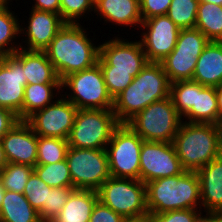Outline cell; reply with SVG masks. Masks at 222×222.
<instances>
[{
	"instance_id": "6da1fadb",
	"label": "cell",
	"mask_w": 222,
	"mask_h": 222,
	"mask_svg": "<svg viewBox=\"0 0 222 222\" xmlns=\"http://www.w3.org/2000/svg\"><path fill=\"white\" fill-rule=\"evenodd\" d=\"M87 35L80 23H65L44 50L60 80L97 63L99 45H94Z\"/></svg>"
},
{
	"instance_id": "7a4b0ae2",
	"label": "cell",
	"mask_w": 222,
	"mask_h": 222,
	"mask_svg": "<svg viewBox=\"0 0 222 222\" xmlns=\"http://www.w3.org/2000/svg\"><path fill=\"white\" fill-rule=\"evenodd\" d=\"M170 97V82L161 63L148 62L132 83L114 98L113 112L127 123L155 101Z\"/></svg>"
},
{
	"instance_id": "3957f363",
	"label": "cell",
	"mask_w": 222,
	"mask_h": 222,
	"mask_svg": "<svg viewBox=\"0 0 222 222\" xmlns=\"http://www.w3.org/2000/svg\"><path fill=\"white\" fill-rule=\"evenodd\" d=\"M147 210L160 214L172 210L202 209L197 172L159 178L146 183ZM199 206V207H198Z\"/></svg>"
},
{
	"instance_id": "277c9868",
	"label": "cell",
	"mask_w": 222,
	"mask_h": 222,
	"mask_svg": "<svg viewBox=\"0 0 222 222\" xmlns=\"http://www.w3.org/2000/svg\"><path fill=\"white\" fill-rule=\"evenodd\" d=\"M173 145L185 171L197 172L222 154L220 130L216 124L183 121Z\"/></svg>"
},
{
	"instance_id": "5b68a950",
	"label": "cell",
	"mask_w": 222,
	"mask_h": 222,
	"mask_svg": "<svg viewBox=\"0 0 222 222\" xmlns=\"http://www.w3.org/2000/svg\"><path fill=\"white\" fill-rule=\"evenodd\" d=\"M98 200L127 221H145L146 184L137 179L109 177L97 190Z\"/></svg>"
},
{
	"instance_id": "8992f818",
	"label": "cell",
	"mask_w": 222,
	"mask_h": 222,
	"mask_svg": "<svg viewBox=\"0 0 222 222\" xmlns=\"http://www.w3.org/2000/svg\"><path fill=\"white\" fill-rule=\"evenodd\" d=\"M182 120L171 97H167L138 112L127 124L144 141L173 142Z\"/></svg>"
},
{
	"instance_id": "52a82bcc",
	"label": "cell",
	"mask_w": 222,
	"mask_h": 222,
	"mask_svg": "<svg viewBox=\"0 0 222 222\" xmlns=\"http://www.w3.org/2000/svg\"><path fill=\"white\" fill-rule=\"evenodd\" d=\"M70 89L63 96L77 109H113L114 99L109 94L102 69L98 63L61 80V89ZM71 94V95H70ZM67 96V97H66Z\"/></svg>"
},
{
	"instance_id": "ba28073f",
	"label": "cell",
	"mask_w": 222,
	"mask_h": 222,
	"mask_svg": "<svg viewBox=\"0 0 222 222\" xmlns=\"http://www.w3.org/2000/svg\"><path fill=\"white\" fill-rule=\"evenodd\" d=\"M119 124L113 109H78L67 139L69 147L106 149Z\"/></svg>"
},
{
	"instance_id": "9c48e42d",
	"label": "cell",
	"mask_w": 222,
	"mask_h": 222,
	"mask_svg": "<svg viewBox=\"0 0 222 222\" xmlns=\"http://www.w3.org/2000/svg\"><path fill=\"white\" fill-rule=\"evenodd\" d=\"M143 141L127 123H120L114 129L106 146L111 177L139 180Z\"/></svg>"
},
{
	"instance_id": "30bf717a",
	"label": "cell",
	"mask_w": 222,
	"mask_h": 222,
	"mask_svg": "<svg viewBox=\"0 0 222 222\" xmlns=\"http://www.w3.org/2000/svg\"><path fill=\"white\" fill-rule=\"evenodd\" d=\"M66 161L74 189L97 191L110 177L106 149L69 147Z\"/></svg>"
},
{
	"instance_id": "8fae6325",
	"label": "cell",
	"mask_w": 222,
	"mask_h": 222,
	"mask_svg": "<svg viewBox=\"0 0 222 222\" xmlns=\"http://www.w3.org/2000/svg\"><path fill=\"white\" fill-rule=\"evenodd\" d=\"M209 43L197 28L181 29L173 51L160 63L170 83L192 80L198 57Z\"/></svg>"
},
{
	"instance_id": "7c38bea8",
	"label": "cell",
	"mask_w": 222,
	"mask_h": 222,
	"mask_svg": "<svg viewBox=\"0 0 222 222\" xmlns=\"http://www.w3.org/2000/svg\"><path fill=\"white\" fill-rule=\"evenodd\" d=\"M184 171L173 142L143 141L139 180L144 184L159 178L176 176Z\"/></svg>"
},
{
	"instance_id": "4fadbf2b",
	"label": "cell",
	"mask_w": 222,
	"mask_h": 222,
	"mask_svg": "<svg viewBox=\"0 0 222 222\" xmlns=\"http://www.w3.org/2000/svg\"><path fill=\"white\" fill-rule=\"evenodd\" d=\"M77 110L62 94L60 99L34 112L25 121L37 136L68 139Z\"/></svg>"
},
{
	"instance_id": "5bb4252c",
	"label": "cell",
	"mask_w": 222,
	"mask_h": 222,
	"mask_svg": "<svg viewBox=\"0 0 222 222\" xmlns=\"http://www.w3.org/2000/svg\"><path fill=\"white\" fill-rule=\"evenodd\" d=\"M139 40L149 62L160 63L175 48L181 28L167 15L155 16L142 21Z\"/></svg>"
},
{
	"instance_id": "9a60e30c",
	"label": "cell",
	"mask_w": 222,
	"mask_h": 222,
	"mask_svg": "<svg viewBox=\"0 0 222 222\" xmlns=\"http://www.w3.org/2000/svg\"><path fill=\"white\" fill-rule=\"evenodd\" d=\"M99 44L100 66H112V71H141L149 62L140 41H125L113 37Z\"/></svg>"
},
{
	"instance_id": "2e32d148",
	"label": "cell",
	"mask_w": 222,
	"mask_h": 222,
	"mask_svg": "<svg viewBox=\"0 0 222 222\" xmlns=\"http://www.w3.org/2000/svg\"><path fill=\"white\" fill-rule=\"evenodd\" d=\"M27 79L22 64L12 55L0 58V107L23 120V99Z\"/></svg>"
},
{
	"instance_id": "e0dca14e",
	"label": "cell",
	"mask_w": 222,
	"mask_h": 222,
	"mask_svg": "<svg viewBox=\"0 0 222 222\" xmlns=\"http://www.w3.org/2000/svg\"><path fill=\"white\" fill-rule=\"evenodd\" d=\"M1 141L8 163L36 165L37 135L25 120L15 124Z\"/></svg>"
},
{
	"instance_id": "ac0fdd59",
	"label": "cell",
	"mask_w": 222,
	"mask_h": 222,
	"mask_svg": "<svg viewBox=\"0 0 222 222\" xmlns=\"http://www.w3.org/2000/svg\"><path fill=\"white\" fill-rule=\"evenodd\" d=\"M29 14L28 26H20V34L26 35L23 41L27 45L21 46L28 51H44L55 38L58 31L64 26L65 22L60 14L49 11L31 9ZM25 32V33H24Z\"/></svg>"
},
{
	"instance_id": "d6986e66",
	"label": "cell",
	"mask_w": 222,
	"mask_h": 222,
	"mask_svg": "<svg viewBox=\"0 0 222 222\" xmlns=\"http://www.w3.org/2000/svg\"><path fill=\"white\" fill-rule=\"evenodd\" d=\"M205 213L222 210V154L197 171Z\"/></svg>"
},
{
	"instance_id": "ffe728a7",
	"label": "cell",
	"mask_w": 222,
	"mask_h": 222,
	"mask_svg": "<svg viewBox=\"0 0 222 222\" xmlns=\"http://www.w3.org/2000/svg\"><path fill=\"white\" fill-rule=\"evenodd\" d=\"M94 13L118 26L140 28L142 23L140 0H95Z\"/></svg>"
},
{
	"instance_id": "44dd1931",
	"label": "cell",
	"mask_w": 222,
	"mask_h": 222,
	"mask_svg": "<svg viewBox=\"0 0 222 222\" xmlns=\"http://www.w3.org/2000/svg\"><path fill=\"white\" fill-rule=\"evenodd\" d=\"M12 55L22 64L27 84H61L54 66L44 51L20 48Z\"/></svg>"
},
{
	"instance_id": "7402d4cb",
	"label": "cell",
	"mask_w": 222,
	"mask_h": 222,
	"mask_svg": "<svg viewBox=\"0 0 222 222\" xmlns=\"http://www.w3.org/2000/svg\"><path fill=\"white\" fill-rule=\"evenodd\" d=\"M192 80L210 87L222 84V42L209 41L205 46L198 57Z\"/></svg>"
},
{
	"instance_id": "603a6c76",
	"label": "cell",
	"mask_w": 222,
	"mask_h": 222,
	"mask_svg": "<svg viewBox=\"0 0 222 222\" xmlns=\"http://www.w3.org/2000/svg\"><path fill=\"white\" fill-rule=\"evenodd\" d=\"M182 118L187 119L190 123L218 125L222 118L218 111L216 87L203 86L195 81L194 104Z\"/></svg>"
},
{
	"instance_id": "cb8c5ba5",
	"label": "cell",
	"mask_w": 222,
	"mask_h": 222,
	"mask_svg": "<svg viewBox=\"0 0 222 222\" xmlns=\"http://www.w3.org/2000/svg\"><path fill=\"white\" fill-rule=\"evenodd\" d=\"M97 201V191L74 189L59 214L50 222H89Z\"/></svg>"
},
{
	"instance_id": "d4e9b609",
	"label": "cell",
	"mask_w": 222,
	"mask_h": 222,
	"mask_svg": "<svg viewBox=\"0 0 222 222\" xmlns=\"http://www.w3.org/2000/svg\"><path fill=\"white\" fill-rule=\"evenodd\" d=\"M0 222H42L23 194L5 190L0 207Z\"/></svg>"
},
{
	"instance_id": "484cf974",
	"label": "cell",
	"mask_w": 222,
	"mask_h": 222,
	"mask_svg": "<svg viewBox=\"0 0 222 222\" xmlns=\"http://www.w3.org/2000/svg\"><path fill=\"white\" fill-rule=\"evenodd\" d=\"M56 90L60 94L61 84H27L24 90L23 120L50 105L53 102L52 99L55 96L57 98Z\"/></svg>"
},
{
	"instance_id": "4316f807",
	"label": "cell",
	"mask_w": 222,
	"mask_h": 222,
	"mask_svg": "<svg viewBox=\"0 0 222 222\" xmlns=\"http://www.w3.org/2000/svg\"><path fill=\"white\" fill-rule=\"evenodd\" d=\"M195 28L199 29L209 41L222 42V6L199 2Z\"/></svg>"
},
{
	"instance_id": "83f0119b",
	"label": "cell",
	"mask_w": 222,
	"mask_h": 222,
	"mask_svg": "<svg viewBox=\"0 0 222 222\" xmlns=\"http://www.w3.org/2000/svg\"><path fill=\"white\" fill-rule=\"evenodd\" d=\"M8 5L0 7V58L15 53L22 46L21 43L12 42L20 34V21Z\"/></svg>"
},
{
	"instance_id": "f1b7e54d",
	"label": "cell",
	"mask_w": 222,
	"mask_h": 222,
	"mask_svg": "<svg viewBox=\"0 0 222 222\" xmlns=\"http://www.w3.org/2000/svg\"><path fill=\"white\" fill-rule=\"evenodd\" d=\"M68 140L37 136L36 165H47L66 160Z\"/></svg>"
},
{
	"instance_id": "f546056e",
	"label": "cell",
	"mask_w": 222,
	"mask_h": 222,
	"mask_svg": "<svg viewBox=\"0 0 222 222\" xmlns=\"http://www.w3.org/2000/svg\"><path fill=\"white\" fill-rule=\"evenodd\" d=\"M34 172L52 188L72 187L71 174L66 160L47 165H35Z\"/></svg>"
},
{
	"instance_id": "4dcf8cb0",
	"label": "cell",
	"mask_w": 222,
	"mask_h": 222,
	"mask_svg": "<svg viewBox=\"0 0 222 222\" xmlns=\"http://www.w3.org/2000/svg\"><path fill=\"white\" fill-rule=\"evenodd\" d=\"M34 167L25 164L7 163L0 171V179L5 190L23 194Z\"/></svg>"
},
{
	"instance_id": "1f68e13d",
	"label": "cell",
	"mask_w": 222,
	"mask_h": 222,
	"mask_svg": "<svg viewBox=\"0 0 222 222\" xmlns=\"http://www.w3.org/2000/svg\"><path fill=\"white\" fill-rule=\"evenodd\" d=\"M199 0H172L167 16L181 29L195 28Z\"/></svg>"
},
{
	"instance_id": "d6a6232c",
	"label": "cell",
	"mask_w": 222,
	"mask_h": 222,
	"mask_svg": "<svg viewBox=\"0 0 222 222\" xmlns=\"http://www.w3.org/2000/svg\"><path fill=\"white\" fill-rule=\"evenodd\" d=\"M170 97L177 112L184 116L194 104L195 81L179 80L170 83Z\"/></svg>"
},
{
	"instance_id": "836d02e7",
	"label": "cell",
	"mask_w": 222,
	"mask_h": 222,
	"mask_svg": "<svg viewBox=\"0 0 222 222\" xmlns=\"http://www.w3.org/2000/svg\"><path fill=\"white\" fill-rule=\"evenodd\" d=\"M51 189L52 187L42 181L33 171L26 183L23 195L26 197L31 206L37 212H40L44 205L48 204V193H50Z\"/></svg>"
},
{
	"instance_id": "e575fe53",
	"label": "cell",
	"mask_w": 222,
	"mask_h": 222,
	"mask_svg": "<svg viewBox=\"0 0 222 222\" xmlns=\"http://www.w3.org/2000/svg\"><path fill=\"white\" fill-rule=\"evenodd\" d=\"M109 94L114 99L130 85L140 71H112V66H100Z\"/></svg>"
},
{
	"instance_id": "d590c367",
	"label": "cell",
	"mask_w": 222,
	"mask_h": 222,
	"mask_svg": "<svg viewBox=\"0 0 222 222\" xmlns=\"http://www.w3.org/2000/svg\"><path fill=\"white\" fill-rule=\"evenodd\" d=\"M73 190V187H53L50 190V193H48V204H45L39 212L42 222H50L59 214Z\"/></svg>"
},
{
	"instance_id": "8d00e7d4",
	"label": "cell",
	"mask_w": 222,
	"mask_h": 222,
	"mask_svg": "<svg viewBox=\"0 0 222 222\" xmlns=\"http://www.w3.org/2000/svg\"><path fill=\"white\" fill-rule=\"evenodd\" d=\"M95 0H60V16L65 23L79 24L85 13L94 11ZM87 11V12H86Z\"/></svg>"
},
{
	"instance_id": "74e56055",
	"label": "cell",
	"mask_w": 222,
	"mask_h": 222,
	"mask_svg": "<svg viewBox=\"0 0 222 222\" xmlns=\"http://www.w3.org/2000/svg\"><path fill=\"white\" fill-rule=\"evenodd\" d=\"M201 212L202 210L198 209H181L160 214H148L145 222H194Z\"/></svg>"
},
{
	"instance_id": "f35d334b",
	"label": "cell",
	"mask_w": 222,
	"mask_h": 222,
	"mask_svg": "<svg viewBox=\"0 0 222 222\" xmlns=\"http://www.w3.org/2000/svg\"><path fill=\"white\" fill-rule=\"evenodd\" d=\"M172 0H140L142 21L155 16L166 15Z\"/></svg>"
},
{
	"instance_id": "ab89813d",
	"label": "cell",
	"mask_w": 222,
	"mask_h": 222,
	"mask_svg": "<svg viewBox=\"0 0 222 222\" xmlns=\"http://www.w3.org/2000/svg\"><path fill=\"white\" fill-rule=\"evenodd\" d=\"M89 222H128L122 215L114 212L99 200L93 207Z\"/></svg>"
},
{
	"instance_id": "60d3db41",
	"label": "cell",
	"mask_w": 222,
	"mask_h": 222,
	"mask_svg": "<svg viewBox=\"0 0 222 222\" xmlns=\"http://www.w3.org/2000/svg\"><path fill=\"white\" fill-rule=\"evenodd\" d=\"M19 121L15 113L0 107V140Z\"/></svg>"
},
{
	"instance_id": "b9f144b4",
	"label": "cell",
	"mask_w": 222,
	"mask_h": 222,
	"mask_svg": "<svg viewBox=\"0 0 222 222\" xmlns=\"http://www.w3.org/2000/svg\"><path fill=\"white\" fill-rule=\"evenodd\" d=\"M33 9L60 14V0H33Z\"/></svg>"
},
{
	"instance_id": "7bdbcfd3",
	"label": "cell",
	"mask_w": 222,
	"mask_h": 222,
	"mask_svg": "<svg viewBox=\"0 0 222 222\" xmlns=\"http://www.w3.org/2000/svg\"><path fill=\"white\" fill-rule=\"evenodd\" d=\"M216 97H217L219 116L222 118V84L216 87Z\"/></svg>"
},
{
	"instance_id": "ee69618b",
	"label": "cell",
	"mask_w": 222,
	"mask_h": 222,
	"mask_svg": "<svg viewBox=\"0 0 222 222\" xmlns=\"http://www.w3.org/2000/svg\"><path fill=\"white\" fill-rule=\"evenodd\" d=\"M7 160L5 157L2 141L0 140V171L7 165Z\"/></svg>"
},
{
	"instance_id": "f6af8a7d",
	"label": "cell",
	"mask_w": 222,
	"mask_h": 222,
	"mask_svg": "<svg viewBox=\"0 0 222 222\" xmlns=\"http://www.w3.org/2000/svg\"><path fill=\"white\" fill-rule=\"evenodd\" d=\"M194 222H212V212L206 213L204 216L201 213Z\"/></svg>"
},
{
	"instance_id": "bcb514c9",
	"label": "cell",
	"mask_w": 222,
	"mask_h": 222,
	"mask_svg": "<svg viewBox=\"0 0 222 222\" xmlns=\"http://www.w3.org/2000/svg\"><path fill=\"white\" fill-rule=\"evenodd\" d=\"M212 222H222V210L212 212Z\"/></svg>"
},
{
	"instance_id": "7dc6e473",
	"label": "cell",
	"mask_w": 222,
	"mask_h": 222,
	"mask_svg": "<svg viewBox=\"0 0 222 222\" xmlns=\"http://www.w3.org/2000/svg\"><path fill=\"white\" fill-rule=\"evenodd\" d=\"M4 194H5V188L3 187L2 181L0 179V207L3 202Z\"/></svg>"
},
{
	"instance_id": "c3c4849f",
	"label": "cell",
	"mask_w": 222,
	"mask_h": 222,
	"mask_svg": "<svg viewBox=\"0 0 222 222\" xmlns=\"http://www.w3.org/2000/svg\"><path fill=\"white\" fill-rule=\"evenodd\" d=\"M200 2H209V3H213V4H217V5H221L222 6V0H199Z\"/></svg>"
},
{
	"instance_id": "681fc988",
	"label": "cell",
	"mask_w": 222,
	"mask_h": 222,
	"mask_svg": "<svg viewBox=\"0 0 222 222\" xmlns=\"http://www.w3.org/2000/svg\"><path fill=\"white\" fill-rule=\"evenodd\" d=\"M219 130H220V146H221V153H222V119L220 123L218 124Z\"/></svg>"
},
{
	"instance_id": "f907efd6",
	"label": "cell",
	"mask_w": 222,
	"mask_h": 222,
	"mask_svg": "<svg viewBox=\"0 0 222 222\" xmlns=\"http://www.w3.org/2000/svg\"><path fill=\"white\" fill-rule=\"evenodd\" d=\"M12 1V0H11ZM10 0H0V7L8 4L9 2H11Z\"/></svg>"
},
{
	"instance_id": "816d5d0a",
	"label": "cell",
	"mask_w": 222,
	"mask_h": 222,
	"mask_svg": "<svg viewBox=\"0 0 222 222\" xmlns=\"http://www.w3.org/2000/svg\"><path fill=\"white\" fill-rule=\"evenodd\" d=\"M128 222H145V221H128Z\"/></svg>"
}]
</instances>
